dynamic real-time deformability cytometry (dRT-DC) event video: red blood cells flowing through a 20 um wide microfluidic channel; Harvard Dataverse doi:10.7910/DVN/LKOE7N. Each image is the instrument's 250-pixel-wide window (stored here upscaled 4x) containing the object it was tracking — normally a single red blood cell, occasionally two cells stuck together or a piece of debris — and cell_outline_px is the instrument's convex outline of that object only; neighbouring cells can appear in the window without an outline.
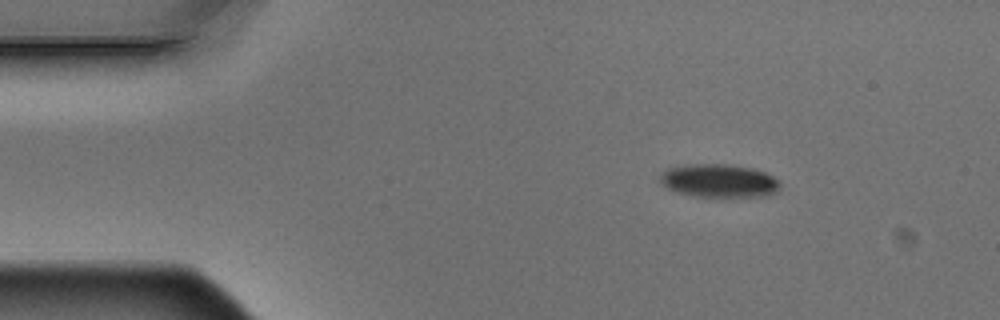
{"species": "Egyptian fruit bat (a non-hibernating species)", "species_latin": "Rousettus aegyptiacus", "temperature_condition": "warm", "stored_images_in_passage": 3, "camera_frame_rate_fps": 3000, "um_per_image_px": 0.085, "animal": {"sex": "male"}, "frame": {"image": 1, "passage_image": 1, "time_ms": 0.0, "image_size_px": [1000, 320], "cell_outline_px": [[780, 188], [776, 192], [768, 196], [692, 196], [676, 192], [660, 184], [660, 176], [664, 168], [680, 164], [724, 164], [752, 168], [764, 172], [780, 180]], "centroid_in_image_um": [61.07, 15.35], "position_along_channel_um": 23.9, "area_um2": 23.52}}